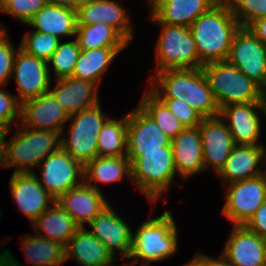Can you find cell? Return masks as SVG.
I'll return each instance as SVG.
<instances>
[{
  "label": "cell",
  "mask_w": 266,
  "mask_h": 266,
  "mask_svg": "<svg viewBox=\"0 0 266 266\" xmlns=\"http://www.w3.org/2000/svg\"><path fill=\"white\" fill-rule=\"evenodd\" d=\"M149 88L159 99H182L203 118L220 114V108L202 68L165 69L152 77Z\"/></svg>",
  "instance_id": "cell-1"
},
{
  "label": "cell",
  "mask_w": 266,
  "mask_h": 266,
  "mask_svg": "<svg viewBox=\"0 0 266 266\" xmlns=\"http://www.w3.org/2000/svg\"><path fill=\"white\" fill-rule=\"evenodd\" d=\"M240 24L228 2L219 1L200 15L189 27L193 35L200 62L226 61L233 37Z\"/></svg>",
  "instance_id": "cell-2"
},
{
  "label": "cell",
  "mask_w": 266,
  "mask_h": 266,
  "mask_svg": "<svg viewBox=\"0 0 266 266\" xmlns=\"http://www.w3.org/2000/svg\"><path fill=\"white\" fill-rule=\"evenodd\" d=\"M9 130L2 131L4 168L16 167L15 173H33V168L50 154L61 148V133L53 130L30 129L19 126L10 142L5 138Z\"/></svg>",
  "instance_id": "cell-3"
},
{
  "label": "cell",
  "mask_w": 266,
  "mask_h": 266,
  "mask_svg": "<svg viewBox=\"0 0 266 266\" xmlns=\"http://www.w3.org/2000/svg\"><path fill=\"white\" fill-rule=\"evenodd\" d=\"M177 228L170 211L163 212L156 218H148L132 234L129 258L134 265L141 260V266L160 262L178 252Z\"/></svg>",
  "instance_id": "cell-4"
},
{
  "label": "cell",
  "mask_w": 266,
  "mask_h": 266,
  "mask_svg": "<svg viewBox=\"0 0 266 266\" xmlns=\"http://www.w3.org/2000/svg\"><path fill=\"white\" fill-rule=\"evenodd\" d=\"M219 108L229 104L265 102L264 90L227 61L202 66Z\"/></svg>",
  "instance_id": "cell-5"
},
{
  "label": "cell",
  "mask_w": 266,
  "mask_h": 266,
  "mask_svg": "<svg viewBox=\"0 0 266 266\" xmlns=\"http://www.w3.org/2000/svg\"><path fill=\"white\" fill-rule=\"evenodd\" d=\"M132 182L149 202L156 203L162 194L175 183L177 174L173 161L172 147H163V151L143 152L131 164Z\"/></svg>",
  "instance_id": "cell-6"
},
{
  "label": "cell",
  "mask_w": 266,
  "mask_h": 266,
  "mask_svg": "<svg viewBox=\"0 0 266 266\" xmlns=\"http://www.w3.org/2000/svg\"><path fill=\"white\" fill-rule=\"evenodd\" d=\"M149 19L161 26L155 45L156 73L165 69L202 68L190 28L160 23L151 13Z\"/></svg>",
  "instance_id": "cell-7"
},
{
  "label": "cell",
  "mask_w": 266,
  "mask_h": 266,
  "mask_svg": "<svg viewBox=\"0 0 266 266\" xmlns=\"http://www.w3.org/2000/svg\"><path fill=\"white\" fill-rule=\"evenodd\" d=\"M100 103L92 108L72 114L68 136L61 134V148L83 166L98 156V134L108 119Z\"/></svg>",
  "instance_id": "cell-8"
},
{
  "label": "cell",
  "mask_w": 266,
  "mask_h": 266,
  "mask_svg": "<svg viewBox=\"0 0 266 266\" xmlns=\"http://www.w3.org/2000/svg\"><path fill=\"white\" fill-rule=\"evenodd\" d=\"M226 61L266 92V45L249 28L235 33Z\"/></svg>",
  "instance_id": "cell-9"
},
{
  "label": "cell",
  "mask_w": 266,
  "mask_h": 266,
  "mask_svg": "<svg viewBox=\"0 0 266 266\" xmlns=\"http://www.w3.org/2000/svg\"><path fill=\"white\" fill-rule=\"evenodd\" d=\"M228 185L222 214L233 225H244L266 201V173Z\"/></svg>",
  "instance_id": "cell-10"
},
{
  "label": "cell",
  "mask_w": 266,
  "mask_h": 266,
  "mask_svg": "<svg viewBox=\"0 0 266 266\" xmlns=\"http://www.w3.org/2000/svg\"><path fill=\"white\" fill-rule=\"evenodd\" d=\"M38 167L42 176L40 184L56 200L84 182V166L62 148L48 155Z\"/></svg>",
  "instance_id": "cell-11"
},
{
  "label": "cell",
  "mask_w": 266,
  "mask_h": 266,
  "mask_svg": "<svg viewBox=\"0 0 266 266\" xmlns=\"http://www.w3.org/2000/svg\"><path fill=\"white\" fill-rule=\"evenodd\" d=\"M172 147L171 139L139 106L127 113V157L131 164L143 152Z\"/></svg>",
  "instance_id": "cell-12"
},
{
  "label": "cell",
  "mask_w": 266,
  "mask_h": 266,
  "mask_svg": "<svg viewBox=\"0 0 266 266\" xmlns=\"http://www.w3.org/2000/svg\"><path fill=\"white\" fill-rule=\"evenodd\" d=\"M260 113L266 115L265 102H248L223 106L219 117L228 126L235 144L263 145L258 143L261 132Z\"/></svg>",
  "instance_id": "cell-13"
},
{
  "label": "cell",
  "mask_w": 266,
  "mask_h": 266,
  "mask_svg": "<svg viewBox=\"0 0 266 266\" xmlns=\"http://www.w3.org/2000/svg\"><path fill=\"white\" fill-rule=\"evenodd\" d=\"M11 77L15 79L18 88L16 98L20 103L49 92L52 82L48 63L26 53L20 46L14 59Z\"/></svg>",
  "instance_id": "cell-14"
},
{
  "label": "cell",
  "mask_w": 266,
  "mask_h": 266,
  "mask_svg": "<svg viewBox=\"0 0 266 266\" xmlns=\"http://www.w3.org/2000/svg\"><path fill=\"white\" fill-rule=\"evenodd\" d=\"M69 117L50 92L20 103L21 125L30 129L53 130L62 134Z\"/></svg>",
  "instance_id": "cell-15"
},
{
  "label": "cell",
  "mask_w": 266,
  "mask_h": 266,
  "mask_svg": "<svg viewBox=\"0 0 266 266\" xmlns=\"http://www.w3.org/2000/svg\"><path fill=\"white\" fill-rule=\"evenodd\" d=\"M37 176L35 172L13 173L9 182L13 202L32 223L56 201L42 187Z\"/></svg>",
  "instance_id": "cell-16"
},
{
  "label": "cell",
  "mask_w": 266,
  "mask_h": 266,
  "mask_svg": "<svg viewBox=\"0 0 266 266\" xmlns=\"http://www.w3.org/2000/svg\"><path fill=\"white\" fill-rule=\"evenodd\" d=\"M221 254L232 266H266V241L244 225H233Z\"/></svg>",
  "instance_id": "cell-17"
},
{
  "label": "cell",
  "mask_w": 266,
  "mask_h": 266,
  "mask_svg": "<svg viewBox=\"0 0 266 266\" xmlns=\"http://www.w3.org/2000/svg\"><path fill=\"white\" fill-rule=\"evenodd\" d=\"M199 128L204 168L210 166L218 174L235 145L231 132L219 116L204 118Z\"/></svg>",
  "instance_id": "cell-18"
},
{
  "label": "cell",
  "mask_w": 266,
  "mask_h": 266,
  "mask_svg": "<svg viewBox=\"0 0 266 266\" xmlns=\"http://www.w3.org/2000/svg\"><path fill=\"white\" fill-rule=\"evenodd\" d=\"M88 225L93 229L89 231L114 257L117 256L115 251L119 250L122 257L129 259L133 231L128 223L113 211L111 205L105 207Z\"/></svg>",
  "instance_id": "cell-19"
},
{
  "label": "cell",
  "mask_w": 266,
  "mask_h": 266,
  "mask_svg": "<svg viewBox=\"0 0 266 266\" xmlns=\"http://www.w3.org/2000/svg\"><path fill=\"white\" fill-rule=\"evenodd\" d=\"M261 164L266 166V148L264 145L235 144L224 167L217 176L223 183L227 182V184L253 178L266 173V170L264 172V169H259Z\"/></svg>",
  "instance_id": "cell-20"
},
{
  "label": "cell",
  "mask_w": 266,
  "mask_h": 266,
  "mask_svg": "<svg viewBox=\"0 0 266 266\" xmlns=\"http://www.w3.org/2000/svg\"><path fill=\"white\" fill-rule=\"evenodd\" d=\"M22 250L27 264L32 266H60L65 261V247L58 242L44 239L41 236L25 235L21 237ZM29 265V266H31ZM0 266H25L21 265L12 256L9 249L0 253Z\"/></svg>",
  "instance_id": "cell-21"
},
{
  "label": "cell",
  "mask_w": 266,
  "mask_h": 266,
  "mask_svg": "<svg viewBox=\"0 0 266 266\" xmlns=\"http://www.w3.org/2000/svg\"><path fill=\"white\" fill-rule=\"evenodd\" d=\"M176 172L186 180L204 171L203 150L199 126L185 127L172 140Z\"/></svg>",
  "instance_id": "cell-22"
},
{
  "label": "cell",
  "mask_w": 266,
  "mask_h": 266,
  "mask_svg": "<svg viewBox=\"0 0 266 266\" xmlns=\"http://www.w3.org/2000/svg\"><path fill=\"white\" fill-rule=\"evenodd\" d=\"M56 201L80 227L89 224L109 205L103 192L84 182L62 194Z\"/></svg>",
  "instance_id": "cell-23"
},
{
  "label": "cell",
  "mask_w": 266,
  "mask_h": 266,
  "mask_svg": "<svg viewBox=\"0 0 266 266\" xmlns=\"http://www.w3.org/2000/svg\"><path fill=\"white\" fill-rule=\"evenodd\" d=\"M125 8L114 0H90L77 10L78 25L105 23L114 27L129 43L133 38L132 24Z\"/></svg>",
  "instance_id": "cell-24"
},
{
  "label": "cell",
  "mask_w": 266,
  "mask_h": 266,
  "mask_svg": "<svg viewBox=\"0 0 266 266\" xmlns=\"http://www.w3.org/2000/svg\"><path fill=\"white\" fill-rule=\"evenodd\" d=\"M49 92L70 116L99 104L98 86L90 81L67 77L57 80Z\"/></svg>",
  "instance_id": "cell-25"
},
{
  "label": "cell",
  "mask_w": 266,
  "mask_h": 266,
  "mask_svg": "<svg viewBox=\"0 0 266 266\" xmlns=\"http://www.w3.org/2000/svg\"><path fill=\"white\" fill-rule=\"evenodd\" d=\"M220 0H153L150 13L163 24L190 27Z\"/></svg>",
  "instance_id": "cell-26"
},
{
  "label": "cell",
  "mask_w": 266,
  "mask_h": 266,
  "mask_svg": "<svg viewBox=\"0 0 266 266\" xmlns=\"http://www.w3.org/2000/svg\"><path fill=\"white\" fill-rule=\"evenodd\" d=\"M73 257L81 266H108L117 260L85 227H80L65 247V261Z\"/></svg>",
  "instance_id": "cell-27"
},
{
  "label": "cell",
  "mask_w": 266,
  "mask_h": 266,
  "mask_svg": "<svg viewBox=\"0 0 266 266\" xmlns=\"http://www.w3.org/2000/svg\"><path fill=\"white\" fill-rule=\"evenodd\" d=\"M32 228L34 234L66 247L80 226L55 201L32 223Z\"/></svg>",
  "instance_id": "cell-28"
},
{
  "label": "cell",
  "mask_w": 266,
  "mask_h": 266,
  "mask_svg": "<svg viewBox=\"0 0 266 266\" xmlns=\"http://www.w3.org/2000/svg\"><path fill=\"white\" fill-rule=\"evenodd\" d=\"M26 25L60 40L64 36L73 37L78 25L77 11L48 2Z\"/></svg>",
  "instance_id": "cell-29"
},
{
  "label": "cell",
  "mask_w": 266,
  "mask_h": 266,
  "mask_svg": "<svg viewBox=\"0 0 266 266\" xmlns=\"http://www.w3.org/2000/svg\"><path fill=\"white\" fill-rule=\"evenodd\" d=\"M83 172L84 183L98 191L101 189L95 185L97 182L110 184L122 180L124 176L129 179L132 176L131 162L127 156H97L84 165Z\"/></svg>",
  "instance_id": "cell-30"
},
{
  "label": "cell",
  "mask_w": 266,
  "mask_h": 266,
  "mask_svg": "<svg viewBox=\"0 0 266 266\" xmlns=\"http://www.w3.org/2000/svg\"><path fill=\"white\" fill-rule=\"evenodd\" d=\"M126 47L81 50L71 77L95 83L98 87L110 63Z\"/></svg>",
  "instance_id": "cell-31"
},
{
  "label": "cell",
  "mask_w": 266,
  "mask_h": 266,
  "mask_svg": "<svg viewBox=\"0 0 266 266\" xmlns=\"http://www.w3.org/2000/svg\"><path fill=\"white\" fill-rule=\"evenodd\" d=\"M76 41L81 50L101 47H127L130 43L111 25H77Z\"/></svg>",
  "instance_id": "cell-32"
},
{
  "label": "cell",
  "mask_w": 266,
  "mask_h": 266,
  "mask_svg": "<svg viewBox=\"0 0 266 266\" xmlns=\"http://www.w3.org/2000/svg\"><path fill=\"white\" fill-rule=\"evenodd\" d=\"M98 156H127V114L109 118L98 134Z\"/></svg>",
  "instance_id": "cell-33"
},
{
  "label": "cell",
  "mask_w": 266,
  "mask_h": 266,
  "mask_svg": "<svg viewBox=\"0 0 266 266\" xmlns=\"http://www.w3.org/2000/svg\"><path fill=\"white\" fill-rule=\"evenodd\" d=\"M138 106L159 125L171 140L185 128L150 88L144 91Z\"/></svg>",
  "instance_id": "cell-34"
},
{
  "label": "cell",
  "mask_w": 266,
  "mask_h": 266,
  "mask_svg": "<svg viewBox=\"0 0 266 266\" xmlns=\"http://www.w3.org/2000/svg\"><path fill=\"white\" fill-rule=\"evenodd\" d=\"M80 47L76 39L72 41L64 42L61 41L58 44L57 49L53 52L49 59L48 68L50 74V64H52L55 79H62L71 77L73 74L74 66L78 60L80 54Z\"/></svg>",
  "instance_id": "cell-35"
},
{
  "label": "cell",
  "mask_w": 266,
  "mask_h": 266,
  "mask_svg": "<svg viewBox=\"0 0 266 266\" xmlns=\"http://www.w3.org/2000/svg\"><path fill=\"white\" fill-rule=\"evenodd\" d=\"M60 41L62 40L48 33L28 31L19 46L26 53L48 62Z\"/></svg>",
  "instance_id": "cell-36"
},
{
  "label": "cell",
  "mask_w": 266,
  "mask_h": 266,
  "mask_svg": "<svg viewBox=\"0 0 266 266\" xmlns=\"http://www.w3.org/2000/svg\"><path fill=\"white\" fill-rule=\"evenodd\" d=\"M228 3L243 28H248L256 20L266 17V0H229Z\"/></svg>",
  "instance_id": "cell-37"
},
{
  "label": "cell",
  "mask_w": 266,
  "mask_h": 266,
  "mask_svg": "<svg viewBox=\"0 0 266 266\" xmlns=\"http://www.w3.org/2000/svg\"><path fill=\"white\" fill-rule=\"evenodd\" d=\"M48 3V0H5L0 11L27 24Z\"/></svg>",
  "instance_id": "cell-38"
},
{
  "label": "cell",
  "mask_w": 266,
  "mask_h": 266,
  "mask_svg": "<svg viewBox=\"0 0 266 266\" xmlns=\"http://www.w3.org/2000/svg\"><path fill=\"white\" fill-rule=\"evenodd\" d=\"M13 43L10 42V37L7 30H0V87H4L12 76L14 59L17 53Z\"/></svg>",
  "instance_id": "cell-39"
},
{
  "label": "cell",
  "mask_w": 266,
  "mask_h": 266,
  "mask_svg": "<svg viewBox=\"0 0 266 266\" xmlns=\"http://www.w3.org/2000/svg\"><path fill=\"white\" fill-rule=\"evenodd\" d=\"M17 95L0 88V131L9 130L20 119V102Z\"/></svg>",
  "instance_id": "cell-40"
},
{
  "label": "cell",
  "mask_w": 266,
  "mask_h": 266,
  "mask_svg": "<svg viewBox=\"0 0 266 266\" xmlns=\"http://www.w3.org/2000/svg\"><path fill=\"white\" fill-rule=\"evenodd\" d=\"M185 127L199 126L203 117L182 99H160Z\"/></svg>",
  "instance_id": "cell-41"
},
{
  "label": "cell",
  "mask_w": 266,
  "mask_h": 266,
  "mask_svg": "<svg viewBox=\"0 0 266 266\" xmlns=\"http://www.w3.org/2000/svg\"><path fill=\"white\" fill-rule=\"evenodd\" d=\"M244 226L266 241V201L263 202Z\"/></svg>",
  "instance_id": "cell-42"
},
{
  "label": "cell",
  "mask_w": 266,
  "mask_h": 266,
  "mask_svg": "<svg viewBox=\"0 0 266 266\" xmlns=\"http://www.w3.org/2000/svg\"><path fill=\"white\" fill-rule=\"evenodd\" d=\"M184 266H232L226 258L221 255L219 259L204 255L197 252L191 261L187 262Z\"/></svg>",
  "instance_id": "cell-43"
},
{
  "label": "cell",
  "mask_w": 266,
  "mask_h": 266,
  "mask_svg": "<svg viewBox=\"0 0 266 266\" xmlns=\"http://www.w3.org/2000/svg\"><path fill=\"white\" fill-rule=\"evenodd\" d=\"M248 28L264 45H266V17L256 20Z\"/></svg>",
  "instance_id": "cell-44"
},
{
  "label": "cell",
  "mask_w": 266,
  "mask_h": 266,
  "mask_svg": "<svg viewBox=\"0 0 266 266\" xmlns=\"http://www.w3.org/2000/svg\"><path fill=\"white\" fill-rule=\"evenodd\" d=\"M90 0H48V2L56 4L58 6L71 8L78 10L81 6L85 5Z\"/></svg>",
  "instance_id": "cell-45"
},
{
  "label": "cell",
  "mask_w": 266,
  "mask_h": 266,
  "mask_svg": "<svg viewBox=\"0 0 266 266\" xmlns=\"http://www.w3.org/2000/svg\"><path fill=\"white\" fill-rule=\"evenodd\" d=\"M0 165L4 167V145L2 131H0Z\"/></svg>",
  "instance_id": "cell-46"
},
{
  "label": "cell",
  "mask_w": 266,
  "mask_h": 266,
  "mask_svg": "<svg viewBox=\"0 0 266 266\" xmlns=\"http://www.w3.org/2000/svg\"><path fill=\"white\" fill-rule=\"evenodd\" d=\"M0 30H6L5 27H3V25L1 26L0 24Z\"/></svg>",
  "instance_id": "cell-47"
},
{
  "label": "cell",
  "mask_w": 266,
  "mask_h": 266,
  "mask_svg": "<svg viewBox=\"0 0 266 266\" xmlns=\"http://www.w3.org/2000/svg\"><path fill=\"white\" fill-rule=\"evenodd\" d=\"M108 266H116V265H114V264H111V265H108ZM119 266V265H118ZM122 266H125V264L124 265H122Z\"/></svg>",
  "instance_id": "cell-48"
}]
</instances>
